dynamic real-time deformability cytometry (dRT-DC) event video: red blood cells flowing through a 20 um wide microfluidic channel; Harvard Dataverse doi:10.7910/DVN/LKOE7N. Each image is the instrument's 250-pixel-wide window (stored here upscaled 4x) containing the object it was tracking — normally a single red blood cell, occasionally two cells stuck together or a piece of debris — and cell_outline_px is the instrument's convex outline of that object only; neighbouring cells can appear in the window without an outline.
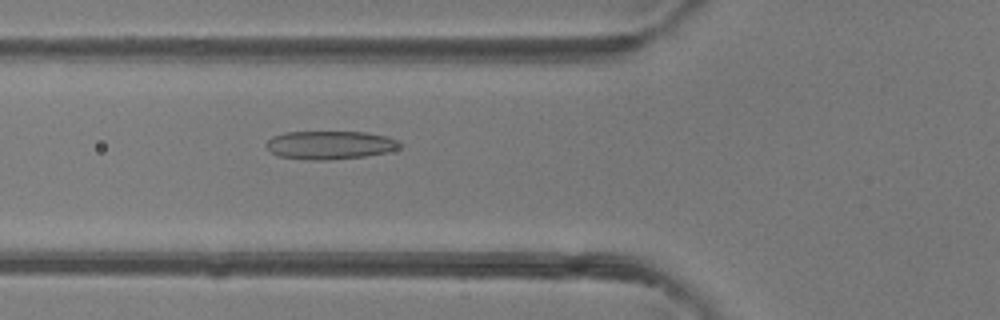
{"species": "common noctule bat (a hibernating species)", "species_latin": "Nyctalus noctula", "temperature_condition": "room temperature", "stored_images_in_passage": 48, "camera_frame_rate_fps": 3000, "um_per_image_px": 0.085, "animal": {"sex": "female"}, "frame": {"image": 1, "passage_image": 17, "time_ms": 5.333, "image_size_px": [1000, 320], "cell_outline_px": [[404, 144], [400, 148], [388, 152], [364, 156], [328, 160], [308, 160], [276, 156], [264, 144], [272, 136], [284, 132], [368, 132], [388, 136], [400, 140]], "centroid_in_image_um": [28.09, 12.32], "position_along_channel_um": 97.7, "area_um2": 22.43}}
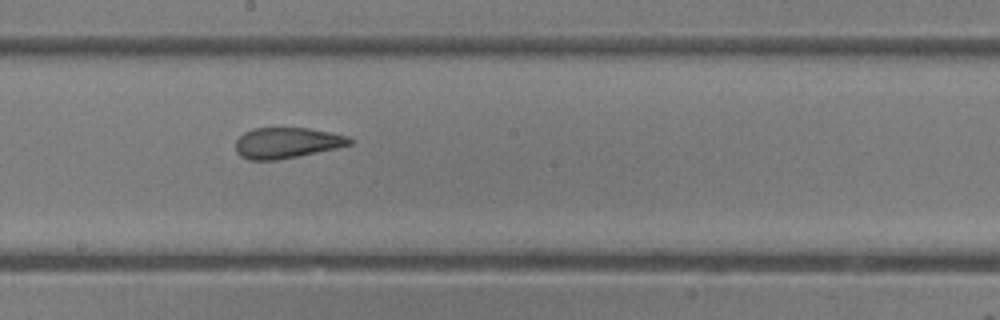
{"frame": {"image": 2, "passage_image": 26, "time_ms": 8.333, "image_size_px": [1000, 320], "cell_outline_px": [[352, 144], [336, 148], [276, 160], [248, 160], [240, 156], [236, 152], [236, 140], [244, 132], [252, 128], [308, 128], [332, 132], [348, 136], [352, 140]], "centroid_in_image_um": [24.36, 12.13], "position_along_channel_um": 223.8, "area_um2": 20.4}}
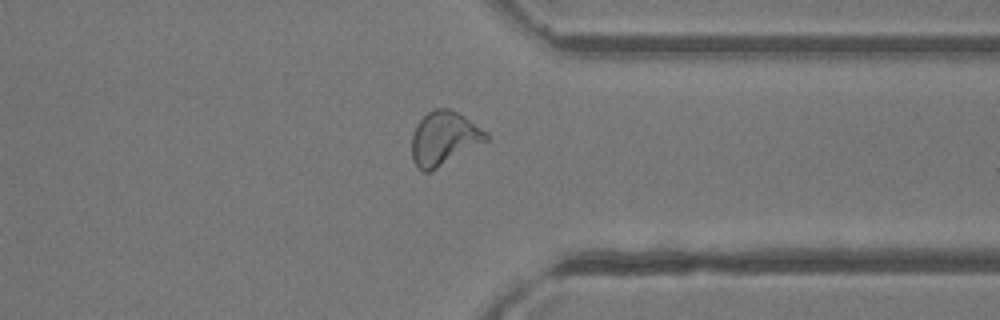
{"frame": {"image": 3, "passage_image": 37, "time_ms": 12.0, "image_size_px": [1000, 320], "cell_outline_px": [[488, 140], [436, 168], [428, 172], [424, 172], [412, 160], [412, 132], [416, 124], [432, 108], [448, 108], [464, 116], [488, 132]], "centroid_in_image_um": [37.73, 11.73], "position_along_channel_um": 373.7, "area_um2": 23.0}, "authors_computed_cell_mechanics": {"area_um2": 23.3512, "velocity_mm_per_s": 4.19, "shape_relaxation_time_tau1_ms": 9.6101, "shape_relaxation_time_tau2_ms": 1.4905, "deformation_change_tau1": 0.2676, "deformation_change_tau2": 0.0837}}